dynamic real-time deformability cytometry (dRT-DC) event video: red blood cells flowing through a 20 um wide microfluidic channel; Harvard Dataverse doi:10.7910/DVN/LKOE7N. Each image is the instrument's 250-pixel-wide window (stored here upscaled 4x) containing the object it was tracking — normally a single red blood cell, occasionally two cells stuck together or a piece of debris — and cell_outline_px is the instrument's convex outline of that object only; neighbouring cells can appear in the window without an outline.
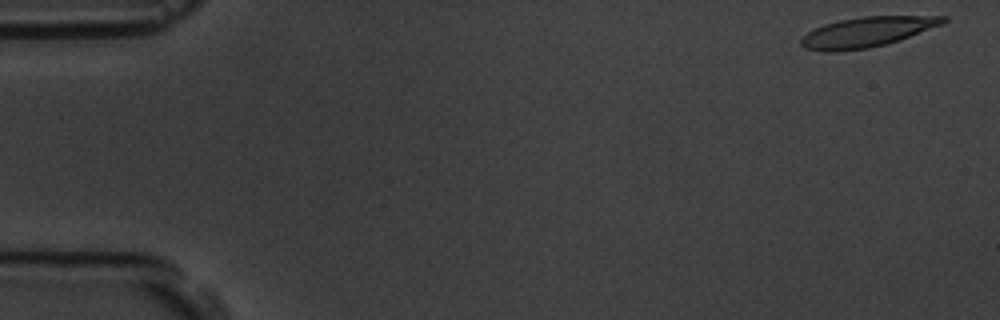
{"species": "common noctule bat (a hibernating species)", "species_latin": "Nyctalus noctula", "temperature_condition": "room temperature", "stored_images_in_passage": 16, "camera_frame_rate_fps": 3000, "um_per_image_px": 0.085, "animal": {"sex": "male", "body_mass_g": 19.5, "forearm_length_mm": 54.6}, "frame": {"image": 1, "passage_image": 1, "time_ms": 0.0, "image_size_px": [1000, 320], "cell_outline_px": [[948, 20], [944, 24], [884, 44], [868, 48], [836, 52], [824, 52], [804, 48], [800, 44], [800, 40], [808, 32], [824, 24], [840, 20], [860, 16], [948, 16]], "centroid_in_image_um": [73.67, 2.72], "position_along_channel_um": 11.3, "area_um2": 24.68}}
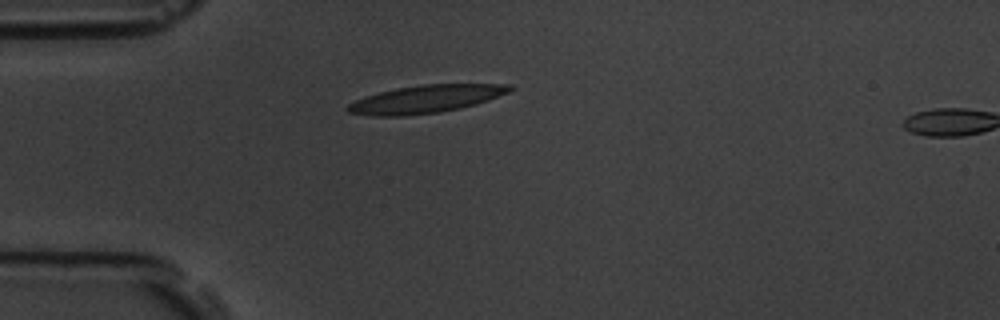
{"frame": {"image": 2, "passage_image": 14, "time_ms": 4.333, "image_size_px": [1000, 320], "cell_outline_px": [[516, 88], [508, 92], [488, 100], [476, 104], [460, 108], [440, 112], [404, 116], [372, 116], [348, 112], [344, 108], [348, 104], [364, 96], [396, 88], [424, 84], [512, 84]], "centroid_in_image_um": [36.19, 8.42], "position_along_channel_um": 48.8, "area_um2": 26.3}}